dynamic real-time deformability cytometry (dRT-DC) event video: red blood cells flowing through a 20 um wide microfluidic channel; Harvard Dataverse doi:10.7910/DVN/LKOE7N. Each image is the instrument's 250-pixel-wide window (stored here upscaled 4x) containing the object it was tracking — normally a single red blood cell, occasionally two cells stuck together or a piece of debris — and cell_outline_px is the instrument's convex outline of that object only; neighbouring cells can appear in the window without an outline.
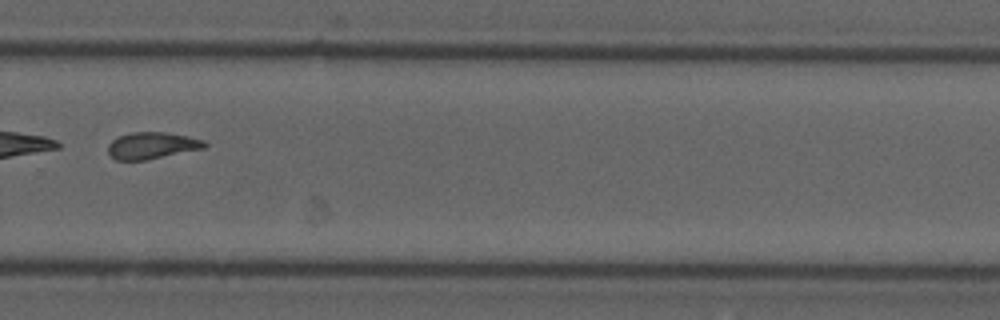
{"species": "common noctule bat (a hibernating species)", "species_latin": "Nyctalus noctula", "temperature_condition": "cold", "stored_images_in_passage": 13, "camera_frame_rate_fps": 3000, "um_per_image_px": 0.085, "animal": {"sex": "male", "forearm_length_mm": 52.5}, "frame": {"image": 1, "passage_image": 10, "time_ms": 11.333, "image_size_px": [1000, 320], "cell_outline_px": [[208, 144], [204, 148], [144, 160], [116, 160], [108, 152], [108, 144], [112, 140], [120, 136], [132, 132], [164, 132], [188, 136], [204, 140]], "centroid_in_image_um": [12.91, 12.36], "position_along_channel_um": 316.9, "area_um2": 14.85}, "authors_computed_cell_mechanics": {"area_um2": 15.895, "velocity_mm_per_s": 3.7248, "shape_relaxation_time_tau1_ms": 9.4433, "shape_relaxation_time_tau2_ms": 2.9545, "deformation_change_tau1": 0.1478, "deformation_change_tau2": 0.0805}}